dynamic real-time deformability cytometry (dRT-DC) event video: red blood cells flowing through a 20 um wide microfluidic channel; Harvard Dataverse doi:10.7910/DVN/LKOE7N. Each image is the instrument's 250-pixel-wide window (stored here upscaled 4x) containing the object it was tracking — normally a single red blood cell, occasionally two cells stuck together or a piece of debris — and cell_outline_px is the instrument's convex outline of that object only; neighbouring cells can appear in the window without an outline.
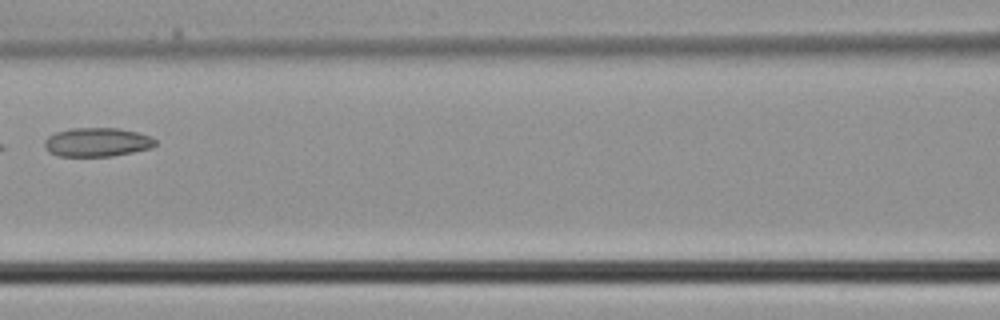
{"species": "common noctule bat (a hibernating species)", "species_latin": "Nyctalus noctula", "temperature_condition": "cold", "stored_images_in_passage": 3, "camera_frame_rate_fps": 3000, "um_per_image_px": 0.085, "animal": {"sex": "male", "body_mass_g": 21.5, "forearm_length_mm": 52.0}, "frame": {"image": 1, "passage_image": 3, "time_ms": 0.667, "image_size_px": [1000, 320], "cell_outline_px": [[156, 144], [152, 148], [112, 156], [56, 156], [48, 152], [44, 148], [44, 140], [48, 136], [56, 132], [72, 128], [116, 128], [136, 132], [152, 136], [156, 140]], "centroid_in_image_um": [8.23, 12.09], "position_along_channel_um": 158.4, "area_um2": 18.79}}